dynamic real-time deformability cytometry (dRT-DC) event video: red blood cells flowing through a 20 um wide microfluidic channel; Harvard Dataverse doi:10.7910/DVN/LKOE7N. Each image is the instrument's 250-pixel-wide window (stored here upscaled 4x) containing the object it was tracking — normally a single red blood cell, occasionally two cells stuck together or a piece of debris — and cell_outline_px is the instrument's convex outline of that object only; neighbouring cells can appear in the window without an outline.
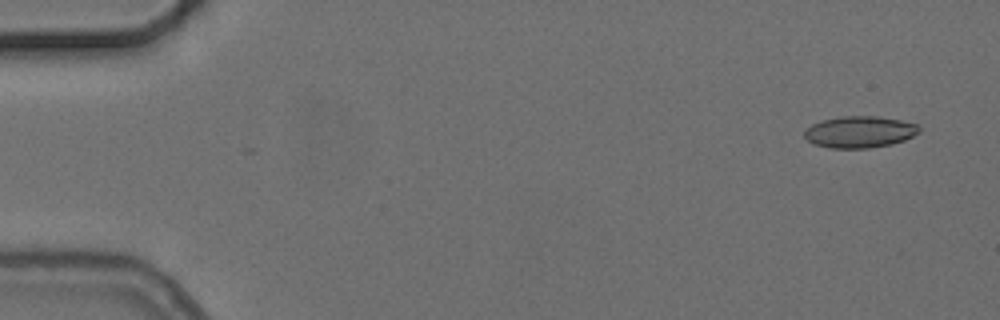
{"species": "common noctule bat (a hibernating species)", "species_latin": "Nyctalus noctula", "temperature_condition": "cold", "stored_images_in_passage": 7, "camera_frame_rate_fps": 3000, "um_per_image_px": 0.085, "animal": {"sex": "female", "body_mass_g": 24.6, "forearm_length_mm": 56.2}, "frame": {"image": 1, "passage_image": 1, "time_ms": 0.0, "image_size_px": [1000, 320], "cell_outline_px": [[920, 132], [904, 140], [892, 144], [868, 148], [828, 148], [812, 144], [804, 136], [804, 132], [812, 124], [824, 120], [844, 116], [876, 116], [900, 120], [920, 124]], "centroid_in_image_um": [73.09, 11.22], "position_along_channel_um": 11.9, "area_um2": 21.15}}
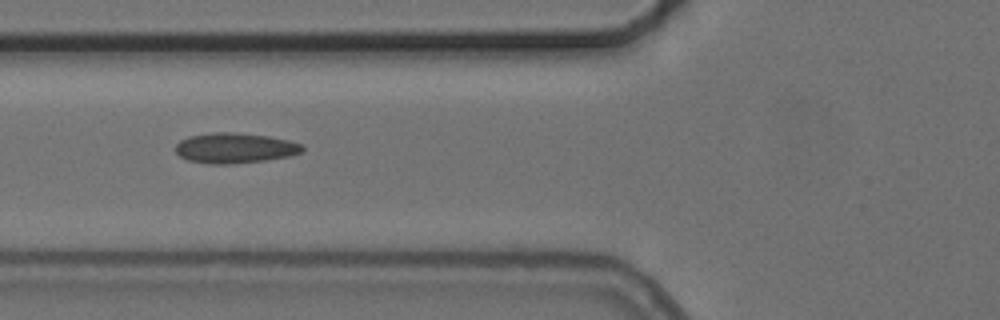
{"frame": {"image": 2, "passage_image": 6, "time_ms": 6.0, "image_size_px": [1000, 320], "cell_outline_px": [[304, 148], [300, 152], [288, 156], [264, 160], [232, 164], [208, 164], [188, 160], [180, 156], [176, 152], [176, 144], [180, 140], [188, 136], [212, 132], [232, 132], [268, 136], [288, 140], [300, 144]], "centroid_in_image_um": [19.91, 12.58], "position_along_channel_um": 105.9, "area_um2": 22.25}}
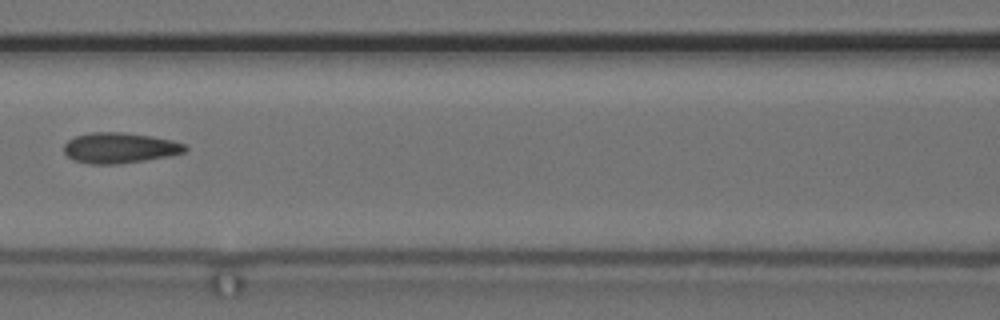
{"frame": {"image": 3, "passage_image": 7, "time_ms": 7.333, "image_size_px": [1000, 320], "cell_outline_px": [[188, 148], [184, 152], [172, 156], [120, 164], [88, 164], [72, 160], [64, 152], [64, 144], [68, 140], [76, 136], [92, 132], [124, 132], [152, 136], [172, 140], [184, 144]], "centroid_in_image_um": [10.18, 12.58], "position_along_channel_um": 156.4, "area_um2": 21.79}}